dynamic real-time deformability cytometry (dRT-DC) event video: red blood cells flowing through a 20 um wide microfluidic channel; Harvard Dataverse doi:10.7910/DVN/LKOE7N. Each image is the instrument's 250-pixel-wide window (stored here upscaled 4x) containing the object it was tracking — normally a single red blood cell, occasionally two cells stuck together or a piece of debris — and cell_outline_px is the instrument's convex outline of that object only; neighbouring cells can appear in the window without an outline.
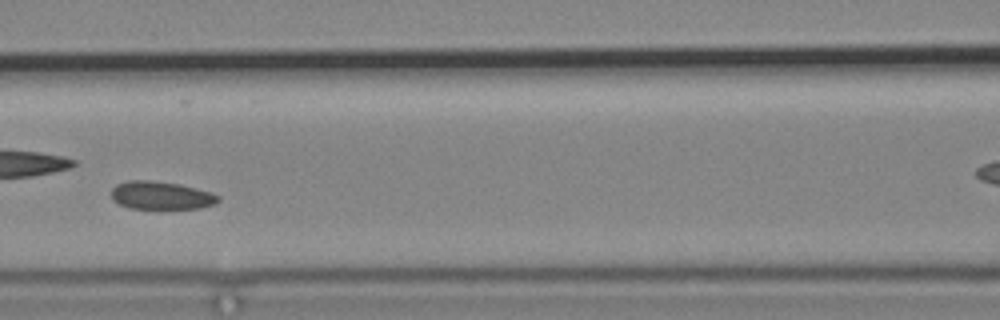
{"species": "common noctule bat (a hibernating species)", "species_latin": "Nyctalus noctula", "temperature_condition": "cold", "stored_images_in_passage": 8, "segment_of_instrument_passage": [1, 2], "camera_frame_rate_fps": 3000, "um_per_image_px": 0.085, "animal": {"sex": "male", "body_mass_g": 19.2, "forearm_length_mm": 51.8}, "frame": {"image": 1, "passage_image": 5, "time_ms": 4.667, "image_size_px": [1000, 320], "cell_outline_px": [[220, 200], [216, 204], [200, 208], [128, 208], [112, 200], [112, 188], [116, 184], [128, 180], [152, 180], [180, 184], [212, 192], [220, 196]], "centroid_in_image_um": [13.71, 16.6], "position_along_channel_um": 152.9, "area_um2": 17.57}}
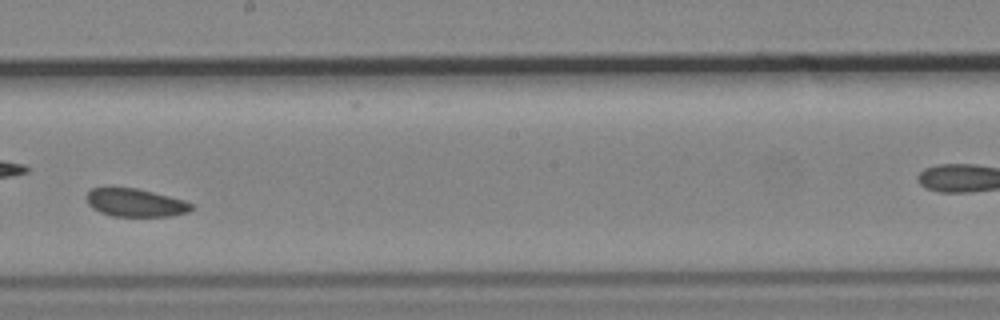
{"frame": {"image": 2, "passage_image": 7, "time_ms": 7.0, "image_size_px": [1000, 320], "cell_outline_px": [[192, 208], [188, 212], [168, 216], [112, 216], [100, 212], [92, 208], [88, 204], [84, 196], [92, 188], [136, 188], [184, 200], [192, 204]], "centroid_in_image_um": [11.46, 17.23], "position_along_channel_um": 236.7, "area_um2": 16.99}}